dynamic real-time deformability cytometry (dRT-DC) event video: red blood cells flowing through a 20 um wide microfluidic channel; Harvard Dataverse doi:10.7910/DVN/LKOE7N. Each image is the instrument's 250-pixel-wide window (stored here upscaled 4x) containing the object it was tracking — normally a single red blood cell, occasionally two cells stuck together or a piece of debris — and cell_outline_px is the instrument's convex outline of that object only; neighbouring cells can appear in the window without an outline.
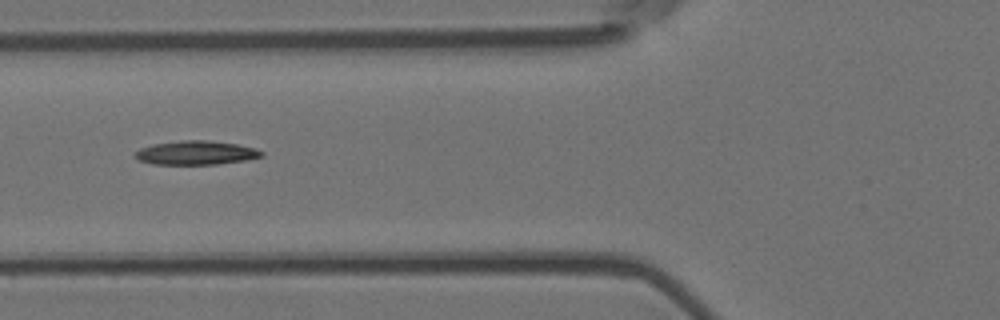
{"species": "Egyptian fruit bat (a non-hibernating species)", "species_latin": "Rousettus aegyptiacus", "temperature_condition": "room temperature", "stored_images_in_passage": 9, "camera_frame_rate_fps": 3000, "um_per_image_px": 0.085, "animal": {"sex": "female"}, "frame": {"image": 1, "passage_image": 6, "time_ms": 1.667, "image_size_px": [1000, 320], "cell_outline_px": [[264, 156], [248, 160], [216, 164], [152, 164], [140, 160], [132, 156], [140, 148], [152, 144], [180, 140], [204, 140], [236, 144], [252, 148], [264, 152]], "centroid_in_image_um": [16.64, 12.99], "position_along_channel_um": 109.2, "area_um2": 17.57}}
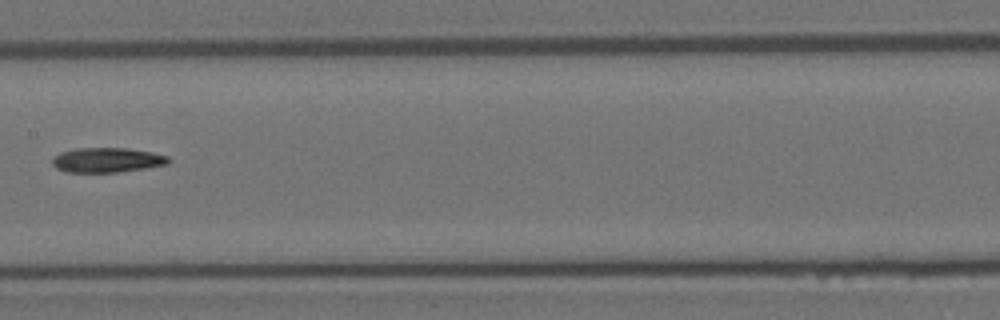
{"frame": {"image": 2, "passage_image": 8, "time_ms": 2.333, "image_size_px": [1000, 320], "cell_outline_px": [[172, 160], [168, 164], [144, 168], [116, 172], [68, 172], [56, 168], [52, 164], [52, 160], [60, 152], [76, 148], [128, 148], [152, 152], [168, 156]], "centroid_in_image_um": [9.12, 13.59], "position_along_channel_um": 198.3, "area_um2": 16.7}}
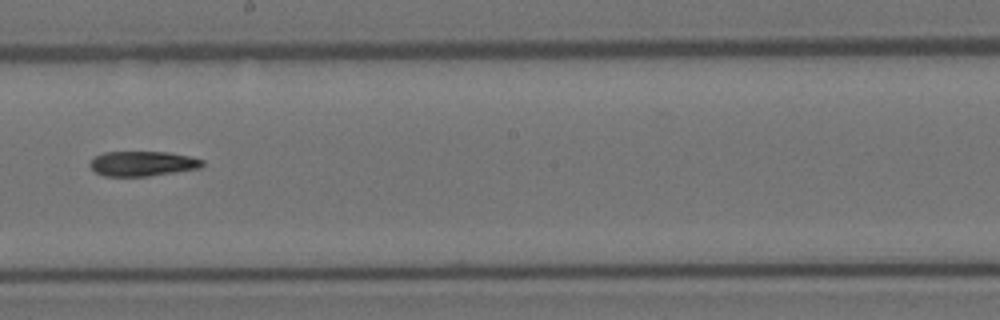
{"frame": {"image": 3, "passage_image": 9, "time_ms": 2.667, "image_size_px": [1000, 320], "cell_outline_px": [[204, 164], [200, 168], [148, 176], [104, 176], [96, 172], [88, 164], [96, 156], [104, 152], [168, 152], [188, 156], [204, 160]], "centroid_in_image_um": [12.12, 13.9], "position_along_channel_um": 236.1, "area_um2": 16.18}}